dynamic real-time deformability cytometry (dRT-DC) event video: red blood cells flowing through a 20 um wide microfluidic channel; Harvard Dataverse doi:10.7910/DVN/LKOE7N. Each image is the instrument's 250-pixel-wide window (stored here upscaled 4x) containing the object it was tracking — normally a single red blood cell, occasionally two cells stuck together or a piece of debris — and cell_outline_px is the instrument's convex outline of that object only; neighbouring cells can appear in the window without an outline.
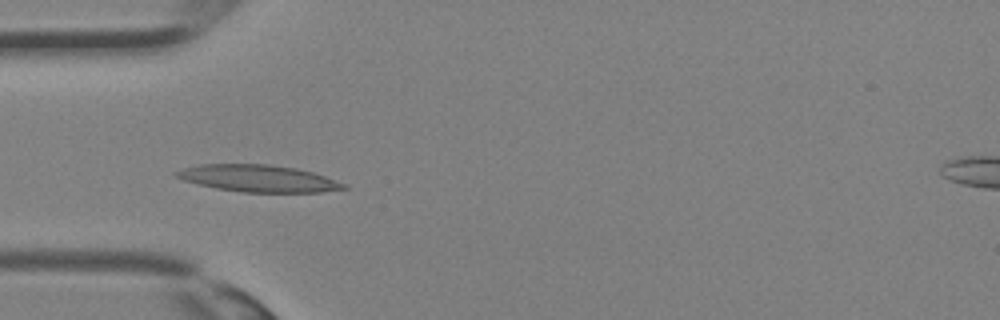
{"species": "Egyptian fruit bat (a non-hibernating species)", "species_latin": "Rousettus aegyptiacus", "temperature_condition": "room temperature", "stored_images_in_passage": 3, "camera_frame_rate_fps": 3000, "um_per_image_px": 0.085, "animal": {"sex": "female"}, "frame": {"image": 1, "passage_image": 1, "time_ms": 0.0, "image_size_px": [1000, 320], "cell_outline_px": [[348, 188], [320, 192], [244, 192], [216, 188], [184, 180], [176, 176], [172, 172], [184, 168], [200, 164], [272, 164], [296, 168], [312, 172], [324, 176], [344, 184]], "centroid_in_image_um": [21.93, 15.15], "position_along_channel_um": 63.1, "area_um2": 26.01}}
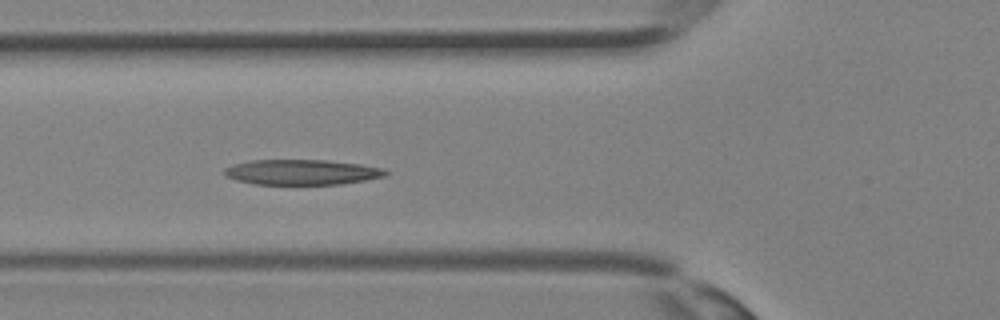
{"frame": {"image": 2, "passage_image": 3, "time_ms": 0.667, "image_size_px": [1000, 320], "cell_outline_px": [[388, 172], [384, 176], [364, 180], [340, 184], [252, 184], [236, 180], [224, 176], [224, 168], [232, 164], [252, 160], [328, 160], [360, 164], [384, 168]], "centroid_in_image_um": [25.61, 14.63], "position_along_channel_um": 100.2, "area_um2": 23.76}}